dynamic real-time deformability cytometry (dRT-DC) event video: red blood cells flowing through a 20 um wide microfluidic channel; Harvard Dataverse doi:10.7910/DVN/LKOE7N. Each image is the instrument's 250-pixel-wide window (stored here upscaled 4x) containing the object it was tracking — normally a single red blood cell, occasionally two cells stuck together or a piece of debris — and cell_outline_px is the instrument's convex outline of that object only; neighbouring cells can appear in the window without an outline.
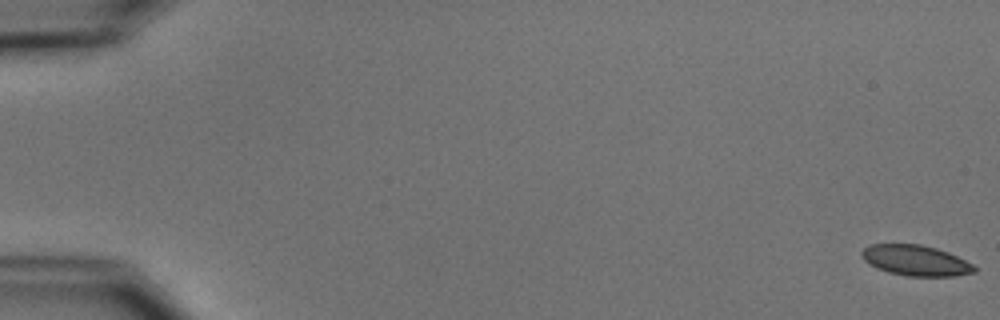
{"species": "common noctule bat (a hibernating species)", "species_latin": "Nyctalus noctula", "temperature_condition": "cold", "stored_images_in_passage": 6, "camera_frame_rate_fps": 3000, "um_per_image_px": 0.085, "animal": {"sex": "male", "body_mass_g": 15.6}, "frame": {"image": 1, "passage_image": 1, "time_ms": 0.0, "image_size_px": [1000, 320], "cell_outline_px": [[976, 272], [956, 276], [908, 276], [888, 272], [876, 268], [868, 264], [860, 256], [860, 252], [868, 244], [920, 244], [936, 248], [948, 252], [972, 264], [976, 268]], "centroid_in_image_um": [77.79, 22.14], "position_along_channel_um": 7.2, "area_um2": 20.17}}